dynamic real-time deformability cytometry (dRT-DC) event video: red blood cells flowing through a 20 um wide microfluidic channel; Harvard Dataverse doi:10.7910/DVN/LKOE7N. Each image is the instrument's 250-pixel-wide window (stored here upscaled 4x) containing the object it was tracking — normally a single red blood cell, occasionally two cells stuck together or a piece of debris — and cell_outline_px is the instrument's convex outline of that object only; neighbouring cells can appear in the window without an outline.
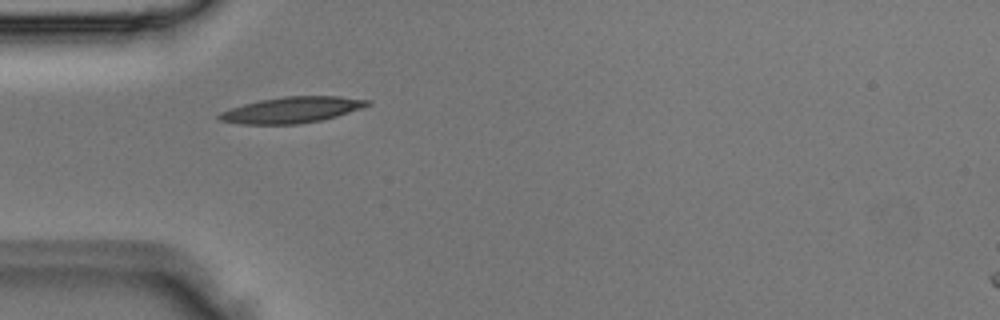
{"species": "Egyptian fruit bat (a non-hibernating species)", "species_latin": "Rousettus aegyptiacus", "temperature_condition": "room temperature", "stored_images_in_passage": 3, "camera_frame_rate_fps": 3000, "um_per_image_px": 0.085, "animal": {"sex": "male"}, "frame": {"image": 1, "passage_image": 3, "time_ms": 0.667, "image_size_px": [1000, 320], "cell_outline_px": [[372, 104], [336, 116], [320, 120], [296, 124], [240, 124], [220, 120], [216, 116], [220, 112], [244, 104], [260, 100], [284, 96], [336, 96], [372, 100]], "centroid_in_image_um": [24.8, 9.33], "position_along_channel_um": 60.2, "area_um2": 22.25}}